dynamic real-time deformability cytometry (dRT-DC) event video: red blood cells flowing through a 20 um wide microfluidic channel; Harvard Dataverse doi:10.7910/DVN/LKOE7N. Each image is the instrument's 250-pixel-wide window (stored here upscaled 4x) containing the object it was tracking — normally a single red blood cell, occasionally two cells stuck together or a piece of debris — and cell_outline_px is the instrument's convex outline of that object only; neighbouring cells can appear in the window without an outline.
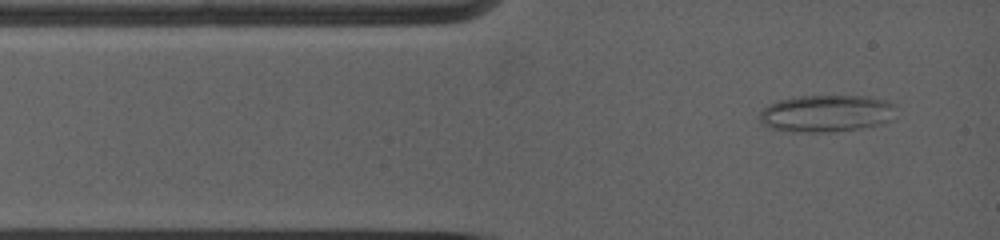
{"species": "common noctule bat (a hibernating species)", "species_latin": "Nyctalus noctula", "temperature_condition": "warm", "stored_images_in_passage": 33, "camera_frame_rate_fps": 5000, "um_per_image_px": 0.085, "animal": {"sex": "female", "body_mass_g": 19.0, "forearm_length_mm": 53.3}, "frame": {"image": 1, "passage_image": 2, "time_ms": 0.6, "image_size_px": [1000, 240], "cell_outline_px": [[896, 108], [892, 120], [860, 128], [828, 132], [784, 132], [772, 128], [764, 124], [756, 116], [768, 104], [780, 100], [796, 96], [868, 96], [888, 100], [896, 104]], "centroid_in_image_um": [70.23, 9.63], "position_along_channel_um": 14.8, "area_um2": 29.77}}
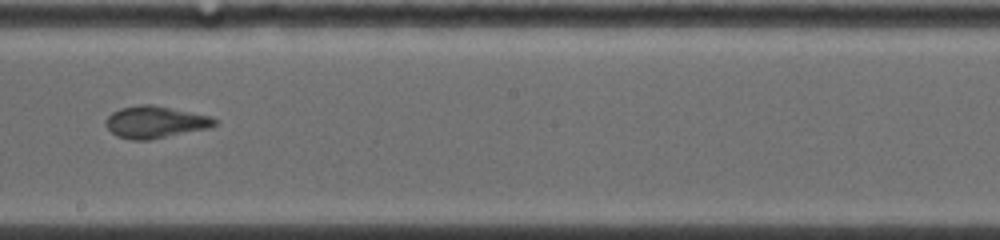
{"frame": {"image": 2, "passage_image": 17, "time_ms": 7.0, "image_size_px": [1000, 240], "cell_outline_px": [[220, 120], [216, 124], [208, 128], [148, 140], [132, 140], [116, 136], [104, 124], [104, 120], [112, 112], [120, 108], [140, 104], [152, 104], [212, 116]], "centroid_in_image_um": [13.19, 10.37], "position_along_channel_um": 235.0, "area_um2": 20.4}}
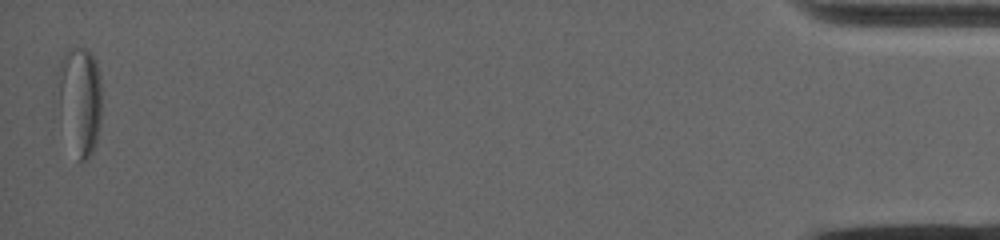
{"frame": {"image": 3, "passage_image": 33, "time_ms": 15.8, "image_size_px": [1000, 240], "cell_outline_px": [[100, 120], [96, 140], [88, 156], [84, 160], [80, 160], [60, 64], [60, 60], [68, 48], [84, 48], [92, 56], [96, 64], [100, 76]], "centroid_in_image_um": [7.01, 8.22], "position_along_channel_um": 428.2, "area_um2": 22.25}, "authors_computed_cell_mechanics": {"area_um2": 22.0218, "velocity_mm_per_s": 3.8766, "shape_relaxation_time_tau1_ms": null, "shape_relaxation_time_tau2_ms": 1.9251, "deformation_change_tau1": null, "deformation_change_tau2": 0.0778}}